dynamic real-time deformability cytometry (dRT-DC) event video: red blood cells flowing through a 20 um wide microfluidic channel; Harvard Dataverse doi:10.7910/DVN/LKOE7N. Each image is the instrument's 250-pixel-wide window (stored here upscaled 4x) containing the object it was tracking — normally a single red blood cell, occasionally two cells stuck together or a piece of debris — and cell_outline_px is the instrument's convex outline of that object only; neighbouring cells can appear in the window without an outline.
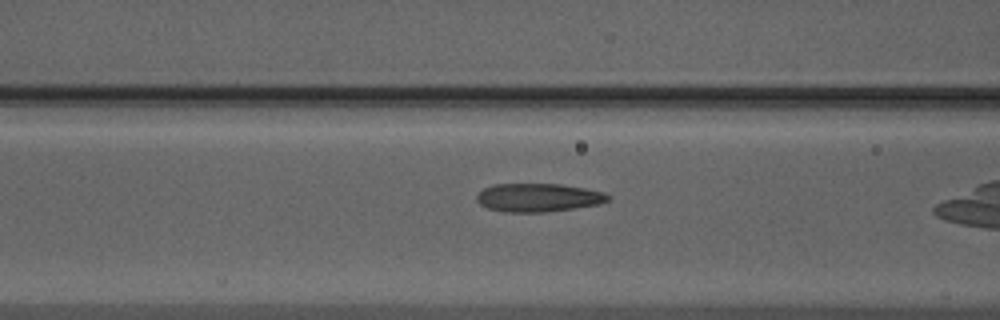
{"species": "Egyptian fruit bat (a non-hibernating species)", "species_latin": "Rousettus aegyptiacus", "temperature_condition": "warm", "stored_images_in_passage": 15, "camera_frame_rate_fps": 3000, "um_per_image_px": 0.085, "animal": {"sex": "male"}, "frame": {"image": 1, "passage_image": 13, "time_ms": 4.0, "image_size_px": [1000, 320], "cell_outline_px": [[612, 200], [600, 204], [544, 212], [504, 212], [488, 208], [480, 204], [476, 200], [476, 196], [484, 188], [496, 184], [560, 184], [584, 188], [604, 192], [612, 196]], "centroid_in_image_um": [45.79, 16.79], "position_along_channel_um": 120.8, "area_um2": 21.73}}